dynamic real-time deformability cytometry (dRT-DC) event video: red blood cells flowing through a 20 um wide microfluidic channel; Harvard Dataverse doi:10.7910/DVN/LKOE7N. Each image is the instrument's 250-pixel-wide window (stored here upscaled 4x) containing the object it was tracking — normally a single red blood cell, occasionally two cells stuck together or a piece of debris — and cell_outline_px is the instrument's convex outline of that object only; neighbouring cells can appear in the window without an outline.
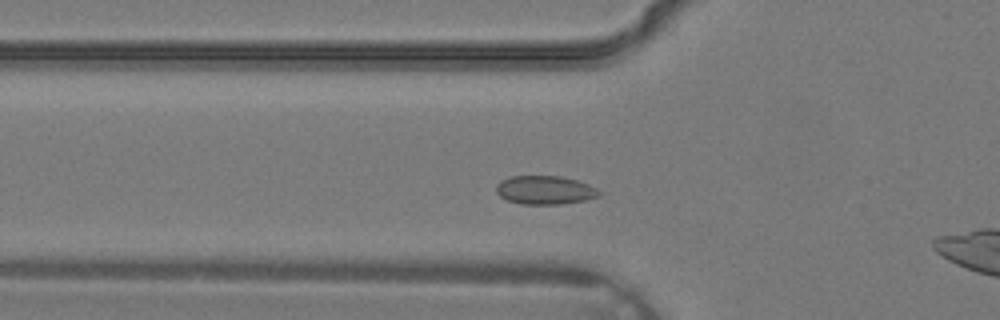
{"species": "common noctule bat (a hibernating species)", "species_latin": "Nyctalus noctula", "temperature_condition": "warm", "stored_images_in_passage": 9, "camera_frame_rate_fps": 3000, "um_per_image_px": 0.085, "animal": {"sex": "male", "body_mass_g": 19.2, "forearm_length_mm": 51.8}, "frame": {"image": 1, "passage_image": 7, "time_ms": 2.0, "image_size_px": [1000, 320], "cell_outline_px": [[600, 196], [584, 200], [560, 204], [520, 204], [508, 200], [500, 196], [496, 192], [496, 184], [500, 180], [508, 176], [560, 176], [576, 180], [588, 184], [596, 188], [600, 192]], "centroid_in_image_um": [46.28, 16.15], "position_along_channel_um": 79.5, "area_um2": 17.17}}